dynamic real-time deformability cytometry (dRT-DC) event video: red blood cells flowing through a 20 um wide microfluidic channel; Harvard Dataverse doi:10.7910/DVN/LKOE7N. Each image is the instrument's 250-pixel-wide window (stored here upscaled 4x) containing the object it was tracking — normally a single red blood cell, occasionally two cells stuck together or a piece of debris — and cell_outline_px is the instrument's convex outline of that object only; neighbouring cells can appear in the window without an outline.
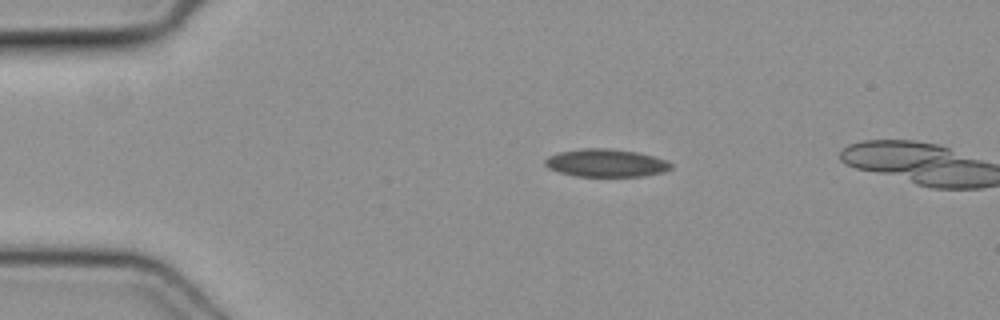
{"species": "common noctule bat (a hibernating species)", "species_latin": "Nyctalus noctula", "temperature_condition": "cold", "stored_images_in_passage": 12, "camera_frame_rate_fps": 3000, "um_per_image_px": 0.085, "animal": {"sex": "female", "body_mass_g": 19.3, "forearm_length_mm": 54.1}, "frame": {"image": 1, "passage_image": 7, "time_ms": 2.0, "image_size_px": [1000, 320], "cell_outline_px": [[672, 168], [660, 172], [644, 176], [576, 176], [560, 172], [548, 168], [544, 164], [544, 160], [548, 156], [560, 152], [584, 148], [608, 148], [636, 152], [668, 160], [672, 164]], "centroid_in_image_um": [51.5, 13.85], "position_along_channel_um": 33.5, "area_um2": 20.29}}